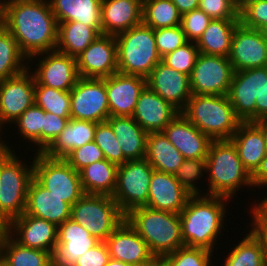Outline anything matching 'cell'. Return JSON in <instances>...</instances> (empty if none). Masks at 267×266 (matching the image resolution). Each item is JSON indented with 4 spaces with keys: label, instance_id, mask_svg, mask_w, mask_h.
Returning <instances> with one entry per match:
<instances>
[{
    "label": "cell",
    "instance_id": "cell-10",
    "mask_svg": "<svg viewBox=\"0 0 267 266\" xmlns=\"http://www.w3.org/2000/svg\"><path fill=\"white\" fill-rule=\"evenodd\" d=\"M153 170L146 158L118 165L117 185L112 198L125 215L134 208L147 205Z\"/></svg>",
    "mask_w": 267,
    "mask_h": 266
},
{
    "label": "cell",
    "instance_id": "cell-36",
    "mask_svg": "<svg viewBox=\"0 0 267 266\" xmlns=\"http://www.w3.org/2000/svg\"><path fill=\"white\" fill-rule=\"evenodd\" d=\"M0 261L6 266H53L52 253L22 246L10 234L0 244Z\"/></svg>",
    "mask_w": 267,
    "mask_h": 266
},
{
    "label": "cell",
    "instance_id": "cell-57",
    "mask_svg": "<svg viewBox=\"0 0 267 266\" xmlns=\"http://www.w3.org/2000/svg\"><path fill=\"white\" fill-rule=\"evenodd\" d=\"M142 266H170L168 259L165 256H152Z\"/></svg>",
    "mask_w": 267,
    "mask_h": 266
},
{
    "label": "cell",
    "instance_id": "cell-59",
    "mask_svg": "<svg viewBox=\"0 0 267 266\" xmlns=\"http://www.w3.org/2000/svg\"><path fill=\"white\" fill-rule=\"evenodd\" d=\"M9 223L0 215V244L8 235Z\"/></svg>",
    "mask_w": 267,
    "mask_h": 266
},
{
    "label": "cell",
    "instance_id": "cell-33",
    "mask_svg": "<svg viewBox=\"0 0 267 266\" xmlns=\"http://www.w3.org/2000/svg\"><path fill=\"white\" fill-rule=\"evenodd\" d=\"M239 19H212L196 42L199 53L227 57Z\"/></svg>",
    "mask_w": 267,
    "mask_h": 266
},
{
    "label": "cell",
    "instance_id": "cell-41",
    "mask_svg": "<svg viewBox=\"0 0 267 266\" xmlns=\"http://www.w3.org/2000/svg\"><path fill=\"white\" fill-rule=\"evenodd\" d=\"M44 122V110L35 103L25 110L13 123L16 124L19 134L25 141H30L38 147L37 152L42 153V127Z\"/></svg>",
    "mask_w": 267,
    "mask_h": 266
},
{
    "label": "cell",
    "instance_id": "cell-2",
    "mask_svg": "<svg viewBox=\"0 0 267 266\" xmlns=\"http://www.w3.org/2000/svg\"><path fill=\"white\" fill-rule=\"evenodd\" d=\"M230 200L223 196L191 195L179 214L184 246L213 252L227 218L226 202Z\"/></svg>",
    "mask_w": 267,
    "mask_h": 266
},
{
    "label": "cell",
    "instance_id": "cell-34",
    "mask_svg": "<svg viewBox=\"0 0 267 266\" xmlns=\"http://www.w3.org/2000/svg\"><path fill=\"white\" fill-rule=\"evenodd\" d=\"M118 165L106 159L96 161L80 171L85 194L112 196L117 185Z\"/></svg>",
    "mask_w": 267,
    "mask_h": 266
},
{
    "label": "cell",
    "instance_id": "cell-64",
    "mask_svg": "<svg viewBox=\"0 0 267 266\" xmlns=\"http://www.w3.org/2000/svg\"><path fill=\"white\" fill-rule=\"evenodd\" d=\"M105 266H133V265L110 258Z\"/></svg>",
    "mask_w": 267,
    "mask_h": 266
},
{
    "label": "cell",
    "instance_id": "cell-39",
    "mask_svg": "<svg viewBox=\"0 0 267 266\" xmlns=\"http://www.w3.org/2000/svg\"><path fill=\"white\" fill-rule=\"evenodd\" d=\"M181 17L172 0H142V23L154 30L180 25Z\"/></svg>",
    "mask_w": 267,
    "mask_h": 266
},
{
    "label": "cell",
    "instance_id": "cell-55",
    "mask_svg": "<svg viewBox=\"0 0 267 266\" xmlns=\"http://www.w3.org/2000/svg\"><path fill=\"white\" fill-rule=\"evenodd\" d=\"M256 103V121L267 118V81Z\"/></svg>",
    "mask_w": 267,
    "mask_h": 266
},
{
    "label": "cell",
    "instance_id": "cell-15",
    "mask_svg": "<svg viewBox=\"0 0 267 266\" xmlns=\"http://www.w3.org/2000/svg\"><path fill=\"white\" fill-rule=\"evenodd\" d=\"M37 56L42 58L35 64L38 68L35 67L33 75L39 85L62 91H70L75 86L80 78L76 58L53 50L34 55L28 61L38 59Z\"/></svg>",
    "mask_w": 267,
    "mask_h": 266
},
{
    "label": "cell",
    "instance_id": "cell-21",
    "mask_svg": "<svg viewBox=\"0 0 267 266\" xmlns=\"http://www.w3.org/2000/svg\"><path fill=\"white\" fill-rule=\"evenodd\" d=\"M147 86L180 112L192 96L188 75L160 61L146 78Z\"/></svg>",
    "mask_w": 267,
    "mask_h": 266
},
{
    "label": "cell",
    "instance_id": "cell-65",
    "mask_svg": "<svg viewBox=\"0 0 267 266\" xmlns=\"http://www.w3.org/2000/svg\"><path fill=\"white\" fill-rule=\"evenodd\" d=\"M263 32V35H264V37H265V40H266V43H267V29L266 30H264V31H262Z\"/></svg>",
    "mask_w": 267,
    "mask_h": 266
},
{
    "label": "cell",
    "instance_id": "cell-13",
    "mask_svg": "<svg viewBox=\"0 0 267 266\" xmlns=\"http://www.w3.org/2000/svg\"><path fill=\"white\" fill-rule=\"evenodd\" d=\"M267 81V66L234 72L228 98L242 122H256L255 100Z\"/></svg>",
    "mask_w": 267,
    "mask_h": 266
},
{
    "label": "cell",
    "instance_id": "cell-11",
    "mask_svg": "<svg viewBox=\"0 0 267 266\" xmlns=\"http://www.w3.org/2000/svg\"><path fill=\"white\" fill-rule=\"evenodd\" d=\"M234 69L227 57L199 53L189 77L196 95H228Z\"/></svg>",
    "mask_w": 267,
    "mask_h": 266
},
{
    "label": "cell",
    "instance_id": "cell-19",
    "mask_svg": "<svg viewBox=\"0 0 267 266\" xmlns=\"http://www.w3.org/2000/svg\"><path fill=\"white\" fill-rule=\"evenodd\" d=\"M146 86V78L141 76L116 72L105 77L110 117L132 116L138 98Z\"/></svg>",
    "mask_w": 267,
    "mask_h": 266
},
{
    "label": "cell",
    "instance_id": "cell-9",
    "mask_svg": "<svg viewBox=\"0 0 267 266\" xmlns=\"http://www.w3.org/2000/svg\"><path fill=\"white\" fill-rule=\"evenodd\" d=\"M33 155V178L52 194L64 198L71 206L85 193L82 189L80 172L64 159H53L44 153Z\"/></svg>",
    "mask_w": 267,
    "mask_h": 266
},
{
    "label": "cell",
    "instance_id": "cell-24",
    "mask_svg": "<svg viewBox=\"0 0 267 266\" xmlns=\"http://www.w3.org/2000/svg\"><path fill=\"white\" fill-rule=\"evenodd\" d=\"M190 196L174 174L153 170L146 207L180 214Z\"/></svg>",
    "mask_w": 267,
    "mask_h": 266
},
{
    "label": "cell",
    "instance_id": "cell-60",
    "mask_svg": "<svg viewBox=\"0 0 267 266\" xmlns=\"http://www.w3.org/2000/svg\"><path fill=\"white\" fill-rule=\"evenodd\" d=\"M254 123L261 129L264 139H265V145L267 149V118H263Z\"/></svg>",
    "mask_w": 267,
    "mask_h": 266
},
{
    "label": "cell",
    "instance_id": "cell-53",
    "mask_svg": "<svg viewBox=\"0 0 267 266\" xmlns=\"http://www.w3.org/2000/svg\"><path fill=\"white\" fill-rule=\"evenodd\" d=\"M250 208L253 219L250 228L253 226L252 230L256 234H267V197L262 198L257 204H251Z\"/></svg>",
    "mask_w": 267,
    "mask_h": 266
},
{
    "label": "cell",
    "instance_id": "cell-31",
    "mask_svg": "<svg viewBox=\"0 0 267 266\" xmlns=\"http://www.w3.org/2000/svg\"><path fill=\"white\" fill-rule=\"evenodd\" d=\"M112 127L127 160L145 158L147 132L132 116H115L106 120Z\"/></svg>",
    "mask_w": 267,
    "mask_h": 266
},
{
    "label": "cell",
    "instance_id": "cell-42",
    "mask_svg": "<svg viewBox=\"0 0 267 266\" xmlns=\"http://www.w3.org/2000/svg\"><path fill=\"white\" fill-rule=\"evenodd\" d=\"M94 142L102 150L106 160L116 165L128 161L121 150L111 125L105 121L96 124Z\"/></svg>",
    "mask_w": 267,
    "mask_h": 266
},
{
    "label": "cell",
    "instance_id": "cell-54",
    "mask_svg": "<svg viewBox=\"0 0 267 266\" xmlns=\"http://www.w3.org/2000/svg\"><path fill=\"white\" fill-rule=\"evenodd\" d=\"M252 184L253 188L257 186L262 187L264 189L267 187V154L262 159L259 168L256 172L252 175Z\"/></svg>",
    "mask_w": 267,
    "mask_h": 266
},
{
    "label": "cell",
    "instance_id": "cell-62",
    "mask_svg": "<svg viewBox=\"0 0 267 266\" xmlns=\"http://www.w3.org/2000/svg\"><path fill=\"white\" fill-rule=\"evenodd\" d=\"M235 8L240 11L242 8H244L247 4L250 2L256 1V0H231Z\"/></svg>",
    "mask_w": 267,
    "mask_h": 266
},
{
    "label": "cell",
    "instance_id": "cell-32",
    "mask_svg": "<svg viewBox=\"0 0 267 266\" xmlns=\"http://www.w3.org/2000/svg\"><path fill=\"white\" fill-rule=\"evenodd\" d=\"M145 158L154 170L175 174L185 158L163 132L147 134Z\"/></svg>",
    "mask_w": 267,
    "mask_h": 266
},
{
    "label": "cell",
    "instance_id": "cell-51",
    "mask_svg": "<svg viewBox=\"0 0 267 266\" xmlns=\"http://www.w3.org/2000/svg\"><path fill=\"white\" fill-rule=\"evenodd\" d=\"M71 117H59L51 112L44 111L42 127V153L60 135Z\"/></svg>",
    "mask_w": 267,
    "mask_h": 266
},
{
    "label": "cell",
    "instance_id": "cell-52",
    "mask_svg": "<svg viewBox=\"0 0 267 266\" xmlns=\"http://www.w3.org/2000/svg\"><path fill=\"white\" fill-rule=\"evenodd\" d=\"M110 259L107 245L99 242L96 246L88 250L79 257L73 266H105Z\"/></svg>",
    "mask_w": 267,
    "mask_h": 266
},
{
    "label": "cell",
    "instance_id": "cell-66",
    "mask_svg": "<svg viewBox=\"0 0 267 266\" xmlns=\"http://www.w3.org/2000/svg\"><path fill=\"white\" fill-rule=\"evenodd\" d=\"M0 266H6V265L0 261Z\"/></svg>",
    "mask_w": 267,
    "mask_h": 266
},
{
    "label": "cell",
    "instance_id": "cell-18",
    "mask_svg": "<svg viewBox=\"0 0 267 266\" xmlns=\"http://www.w3.org/2000/svg\"><path fill=\"white\" fill-rule=\"evenodd\" d=\"M8 234L22 246L53 254L57 246L58 227L42 218L22 214L9 223Z\"/></svg>",
    "mask_w": 267,
    "mask_h": 266
},
{
    "label": "cell",
    "instance_id": "cell-44",
    "mask_svg": "<svg viewBox=\"0 0 267 266\" xmlns=\"http://www.w3.org/2000/svg\"><path fill=\"white\" fill-rule=\"evenodd\" d=\"M198 54L199 50L196 43L188 41L175 51L161 57V61L180 73L190 77Z\"/></svg>",
    "mask_w": 267,
    "mask_h": 266
},
{
    "label": "cell",
    "instance_id": "cell-8",
    "mask_svg": "<svg viewBox=\"0 0 267 266\" xmlns=\"http://www.w3.org/2000/svg\"><path fill=\"white\" fill-rule=\"evenodd\" d=\"M14 151L0 165V215L10 223L25 212L34 166L23 163Z\"/></svg>",
    "mask_w": 267,
    "mask_h": 266
},
{
    "label": "cell",
    "instance_id": "cell-38",
    "mask_svg": "<svg viewBox=\"0 0 267 266\" xmlns=\"http://www.w3.org/2000/svg\"><path fill=\"white\" fill-rule=\"evenodd\" d=\"M223 266H265L264 247L260 237L250 229L243 240L228 252Z\"/></svg>",
    "mask_w": 267,
    "mask_h": 266
},
{
    "label": "cell",
    "instance_id": "cell-16",
    "mask_svg": "<svg viewBox=\"0 0 267 266\" xmlns=\"http://www.w3.org/2000/svg\"><path fill=\"white\" fill-rule=\"evenodd\" d=\"M234 72L267 66V43L262 31L240 22L233 33L228 56Z\"/></svg>",
    "mask_w": 267,
    "mask_h": 266
},
{
    "label": "cell",
    "instance_id": "cell-48",
    "mask_svg": "<svg viewBox=\"0 0 267 266\" xmlns=\"http://www.w3.org/2000/svg\"><path fill=\"white\" fill-rule=\"evenodd\" d=\"M212 18L200 9L192 10L182 15L180 26L189 42H197L208 27Z\"/></svg>",
    "mask_w": 267,
    "mask_h": 266
},
{
    "label": "cell",
    "instance_id": "cell-43",
    "mask_svg": "<svg viewBox=\"0 0 267 266\" xmlns=\"http://www.w3.org/2000/svg\"><path fill=\"white\" fill-rule=\"evenodd\" d=\"M204 172L206 174V158L185 159L174 176L191 195H204L196 185V181L202 179Z\"/></svg>",
    "mask_w": 267,
    "mask_h": 266
},
{
    "label": "cell",
    "instance_id": "cell-47",
    "mask_svg": "<svg viewBox=\"0 0 267 266\" xmlns=\"http://www.w3.org/2000/svg\"><path fill=\"white\" fill-rule=\"evenodd\" d=\"M239 22L245 27L264 31L267 29V0H256L239 11Z\"/></svg>",
    "mask_w": 267,
    "mask_h": 266
},
{
    "label": "cell",
    "instance_id": "cell-23",
    "mask_svg": "<svg viewBox=\"0 0 267 266\" xmlns=\"http://www.w3.org/2000/svg\"><path fill=\"white\" fill-rule=\"evenodd\" d=\"M185 159L206 158L212 140L181 112L162 131Z\"/></svg>",
    "mask_w": 267,
    "mask_h": 266
},
{
    "label": "cell",
    "instance_id": "cell-46",
    "mask_svg": "<svg viewBox=\"0 0 267 266\" xmlns=\"http://www.w3.org/2000/svg\"><path fill=\"white\" fill-rule=\"evenodd\" d=\"M154 35L156 47L161 57L188 42L180 25L155 29Z\"/></svg>",
    "mask_w": 267,
    "mask_h": 266
},
{
    "label": "cell",
    "instance_id": "cell-4",
    "mask_svg": "<svg viewBox=\"0 0 267 266\" xmlns=\"http://www.w3.org/2000/svg\"><path fill=\"white\" fill-rule=\"evenodd\" d=\"M126 220L153 256H166L184 246L179 214L142 206L127 213Z\"/></svg>",
    "mask_w": 267,
    "mask_h": 266
},
{
    "label": "cell",
    "instance_id": "cell-17",
    "mask_svg": "<svg viewBox=\"0 0 267 266\" xmlns=\"http://www.w3.org/2000/svg\"><path fill=\"white\" fill-rule=\"evenodd\" d=\"M76 64L83 78H105L118 72L115 36L100 34L76 57Z\"/></svg>",
    "mask_w": 267,
    "mask_h": 266
},
{
    "label": "cell",
    "instance_id": "cell-58",
    "mask_svg": "<svg viewBox=\"0 0 267 266\" xmlns=\"http://www.w3.org/2000/svg\"><path fill=\"white\" fill-rule=\"evenodd\" d=\"M5 140L0 139V165L5 161V159L13 152L10 146L4 142Z\"/></svg>",
    "mask_w": 267,
    "mask_h": 266
},
{
    "label": "cell",
    "instance_id": "cell-20",
    "mask_svg": "<svg viewBox=\"0 0 267 266\" xmlns=\"http://www.w3.org/2000/svg\"><path fill=\"white\" fill-rule=\"evenodd\" d=\"M100 241L72 219L58 226L57 246L52 254L53 266H73L79 257Z\"/></svg>",
    "mask_w": 267,
    "mask_h": 266
},
{
    "label": "cell",
    "instance_id": "cell-27",
    "mask_svg": "<svg viewBox=\"0 0 267 266\" xmlns=\"http://www.w3.org/2000/svg\"><path fill=\"white\" fill-rule=\"evenodd\" d=\"M142 23V0H102V34L116 36Z\"/></svg>",
    "mask_w": 267,
    "mask_h": 266
},
{
    "label": "cell",
    "instance_id": "cell-6",
    "mask_svg": "<svg viewBox=\"0 0 267 266\" xmlns=\"http://www.w3.org/2000/svg\"><path fill=\"white\" fill-rule=\"evenodd\" d=\"M115 38L118 72L147 78L161 61L153 28L141 23Z\"/></svg>",
    "mask_w": 267,
    "mask_h": 266
},
{
    "label": "cell",
    "instance_id": "cell-35",
    "mask_svg": "<svg viewBox=\"0 0 267 266\" xmlns=\"http://www.w3.org/2000/svg\"><path fill=\"white\" fill-rule=\"evenodd\" d=\"M100 33L81 22L68 21L58 24L56 50L76 58Z\"/></svg>",
    "mask_w": 267,
    "mask_h": 266
},
{
    "label": "cell",
    "instance_id": "cell-61",
    "mask_svg": "<svg viewBox=\"0 0 267 266\" xmlns=\"http://www.w3.org/2000/svg\"><path fill=\"white\" fill-rule=\"evenodd\" d=\"M5 16H6V2L0 0V29L5 28Z\"/></svg>",
    "mask_w": 267,
    "mask_h": 266
},
{
    "label": "cell",
    "instance_id": "cell-28",
    "mask_svg": "<svg viewBox=\"0 0 267 266\" xmlns=\"http://www.w3.org/2000/svg\"><path fill=\"white\" fill-rule=\"evenodd\" d=\"M245 169L252 176L267 154L261 129L254 122H241L230 139Z\"/></svg>",
    "mask_w": 267,
    "mask_h": 266
},
{
    "label": "cell",
    "instance_id": "cell-7",
    "mask_svg": "<svg viewBox=\"0 0 267 266\" xmlns=\"http://www.w3.org/2000/svg\"><path fill=\"white\" fill-rule=\"evenodd\" d=\"M100 242H104L126 219L109 195L84 194L71 206V218Z\"/></svg>",
    "mask_w": 267,
    "mask_h": 266
},
{
    "label": "cell",
    "instance_id": "cell-49",
    "mask_svg": "<svg viewBox=\"0 0 267 266\" xmlns=\"http://www.w3.org/2000/svg\"><path fill=\"white\" fill-rule=\"evenodd\" d=\"M102 150L92 141L85 145L73 149L64 160L72 166L77 172H80L86 166L100 160H104Z\"/></svg>",
    "mask_w": 267,
    "mask_h": 266
},
{
    "label": "cell",
    "instance_id": "cell-56",
    "mask_svg": "<svg viewBox=\"0 0 267 266\" xmlns=\"http://www.w3.org/2000/svg\"><path fill=\"white\" fill-rule=\"evenodd\" d=\"M181 15L196 10L199 7V0H172Z\"/></svg>",
    "mask_w": 267,
    "mask_h": 266
},
{
    "label": "cell",
    "instance_id": "cell-26",
    "mask_svg": "<svg viewBox=\"0 0 267 266\" xmlns=\"http://www.w3.org/2000/svg\"><path fill=\"white\" fill-rule=\"evenodd\" d=\"M24 214L42 218L57 227L71 218V205L41 186L34 178L27 192Z\"/></svg>",
    "mask_w": 267,
    "mask_h": 266
},
{
    "label": "cell",
    "instance_id": "cell-5",
    "mask_svg": "<svg viewBox=\"0 0 267 266\" xmlns=\"http://www.w3.org/2000/svg\"><path fill=\"white\" fill-rule=\"evenodd\" d=\"M181 113L211 140H229L242 122L227 95L192 94Z\"/></svg>",
    "mask_w": 267,
    "mask_h": 266
},
{
    "label": "cell",
    "instance_id": "cell-63",
    "mask_svg": "<svg viewBox=\"0 0 267 266\" xmlns=\"http://www.w3.org/2000/svg\"><path fill=\"white\" fill-rule=\"evenodd\" d=\"M262 243H263V247H264V256H265V266H267V234H257Z\"/></svg>",
    "mask_w": 267,
    "mask_h": 266
},
{
    "label": "cell",
    "instance_id": "cell-30",
    "mask_svg": "<svg viewBox=\"0 0 267 266\" xmlns=\"http://www.w3.org/2000/svg\"><path fill=\"white\" fill-rule=\"evenodd\" d=\"M96 124L70 118L60 135L43 153L49 158L64 159L73 149L94 141Z\"/></svg>",
    "mask_w": 267,
    "mask_h": 266
},
{
    "label": "cell",
    "instance_id": "cell-1",
    "mask_svg": "<svg viewBox=\"0 0 267 266\" xmlns=\"http://www.w3.org/2000/svg\"><path fill=\"white\" fill-rule=\"evenodd\" d=\"M5 28L28 60L56 50L58 23L48 0L6 2Z\"/></svg>",
    "mask_w": 267,
    "mask_h": 266
},
{
    "label": "cell",
    "instance_id": "cell-14",
    "mask_svg": "<svg viewBox=\"0 0 267 266\" xmlns=\"http://www.w3.org/2000/svg\"><path fill=\"white\" fill-rule=\"evenodd\" d=\"M29 67L23 73L0 81V127L11 124L35 103V77ZM6 123V124H5Z\"/></svg>",
    "mask_w": 267,
    "mask_h": 266
},
{
    "label": "cell",
    "instance_id": "cell-29",
    "mask_svg": "<svg viewBox=\"0 0 267 266\" xmlns=\"http://www.w3.org/2000/svg\"><path fill=\"white\" fill-rule=\"evenodd\" d=\"M57 23L76 21L95 28L102 34V0H48Z\"/></svg>",
    "mask_w": 267,
    "mask_h": 266
},
{
    "label": "cell",
    "instance_id": "cell-22",
    "mask_svg": "<svg viewBox=\"0 0 267 266\" xmlns=\"http://www.w3.org/2000/svg\"><path fill=\"white\" fill-rule=\"evenodd\" d=\"M180 113L171 103L146 86L140 94L133 119L147 133L162 132Z\"/></svg>",
    "mask_w": 267,
    "mask_h": 266
},
{
    "label": "cell",
    "instance_id": "cell-45",
    "mask_svg": "<svg viewBox=\"0 0 267 266\" xmlns=\"http://www.w3.org/2000/svg\"><path fill=\"white\" fill-rule=\"evenodd\" d=\"M212 255L204 248L183 246L165 257L170 266H212Z\"/></svg>",
    "mask_w": 267,
    "mask_h": 266
},
{
    "label": "cell",
    "instance_id": "cell-37",
    "mask_svg": "<svg viewBox=\"0 0 267 266\" xmlns=\"http://www.w3.org/2000/svg\"><path fill=\"white\" fill-rule=\"evenodd\" d=\"M26 60L27 57L20 50L12 34L6 28L0 29V81L12 78L28 69V63L31 62Z\"/></svg>",
    "mask_w": 267,
    "mask_h": 266
},
{
    "label": "cell",
    "instance_id": "cell-3",
    "mask_svg": "<svg viewBox=\"0 0 267 266\" xmlns=\"http://www.w3.org/2000/svg\"><path fill=\"white\" fill-rule=\"evenodd\" d=\"M206 173L209 187L205 195L233 199L240 188L253 187L252 176L243 166L230 139L212 140L206 157Z\"/></svg>",
    "mask_w": 267,
    "mask_h": 266
},
{
    "label": "cell",
    "instance_id": "cell-40",
    "mask_svg": "<svg viewBox=\"0 0 267 266\" xmlns=\"http://www.w3.org/2000/svg\"><path fill=\"white\" fill-rule=\"evenodd\" d=\"M35 104L45 112H51L59 117L70 116V91H62L44 85H39L35 81Z\"/></svg>",
    "mask_w": 267,
    "mask_h": 266
},
{
    "label": "cell",
    "instance_id": "cell-25",
    "mask_svg": "<svg viewBox=\"0 0 267 266\" xmlns=\"http://www.w3.org/2000/svg\"><path fill=\"white\" fill-rule=\"evenodd\" d=\"M104 242L110 258L133 266H142L153 256L146 242L126 219Z\"/></svg>",
    "mask_w": 267,
    "mask_h": 266
},
{
    "label": "cell",
    "instance_id": "cell-12",
    "mask_svg": "<svg viewBox=\"0 0 267 266\" xmlns=\"http://www.w3.org/2000/svg\"><path fill=\"white\" fill-rule=\"evenodd\" d=\"M70 97L71 118L100 123L110 117L105 78L80 77Z\"/></svg>",
    "mask_w": 267,
    "mask_h": 266
},
{
    "label": "cell",
    "instance_id": "cell-50",
    "mask_svg": "<svg viewBox=\"0 0 267 266\" xmlns=\"http://www.w3.org/2000/svg\"><path fill=\"white\" fill-rule=\"evenodd\" d=\"M198 9L212 19H239V11L231 0H199Z\"/></svg>",
    "mask_w": 267,
    "mask_h": 266
}]
</instances>
